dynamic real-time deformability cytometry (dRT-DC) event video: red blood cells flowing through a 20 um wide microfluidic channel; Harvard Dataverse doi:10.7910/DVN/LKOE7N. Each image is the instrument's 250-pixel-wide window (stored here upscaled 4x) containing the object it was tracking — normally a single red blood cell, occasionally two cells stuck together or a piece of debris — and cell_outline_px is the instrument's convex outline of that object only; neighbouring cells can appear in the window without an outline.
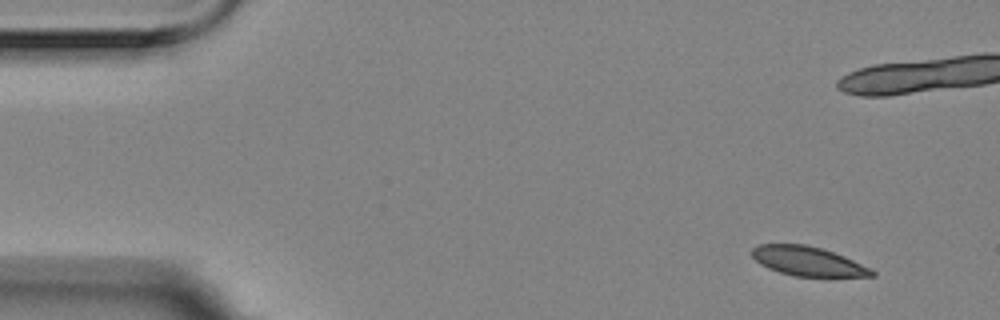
{"species": "Egyptian fruit bat (a non-hibernating species)", "species_latin": "Rousettus aegyptiacus", "temperature_condition": "room temperature", "stored_images_in_passage": 15, "camera_frame_rate_fps": 3000, "um_per_image_px": 0.085, "animal": {"sex": "female"}, "frame": {"image": 1, "passage_image": 1, "time_ms": 0.0, "image_size_px": [1000, 320], "cell_outline_px": [[876, 276], [796, 276], [780, 272], [768, 268], [760, 264], [752, 256], [752, 248], [760, 244], [804, 244], [820, 248], [844, 256], [872, 268], [876, 272]], "centroid_in_image_um": [68.68, 22.2], "position_along_channel_um": 16.3, "area_um2": 20.29}}